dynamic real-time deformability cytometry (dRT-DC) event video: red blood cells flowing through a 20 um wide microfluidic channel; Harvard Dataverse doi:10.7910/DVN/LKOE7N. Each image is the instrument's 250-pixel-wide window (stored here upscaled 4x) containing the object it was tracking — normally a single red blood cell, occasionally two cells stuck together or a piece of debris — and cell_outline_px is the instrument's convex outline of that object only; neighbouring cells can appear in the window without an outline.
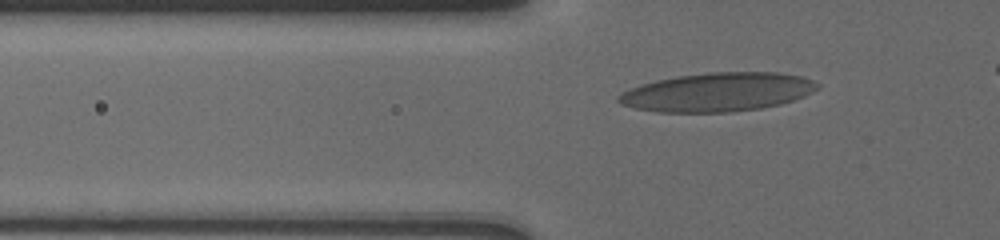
{"species": "human", "species_latin": "Homo sapiens", "temperature_condition": "cold", "stored_images_in_passage": 49, "camera_frame_rate_fps": 3000, "um_per_image_px": 0.085, "donor": {"sex": "male"}, "frame": {"image": 1, "passage_image": 5, "time_ms": 1.333, "image_size_px": [1000, 240], "cell_outline_px": [[820, 88], [804, 96], [780, 104], [760, 108], [728, 112], [656, 112], [636, 108], [620, 104], [616, 100], [616, 96], [632, 88], [656, 80], [676, 76], [708, 72], [780, 72], [800, 76], [812, 80], [820, 84]], "centroid_in_image_um": [61.01, 7.82], "position_along_channel_um": 64.8, "area_um2": 44.85}}
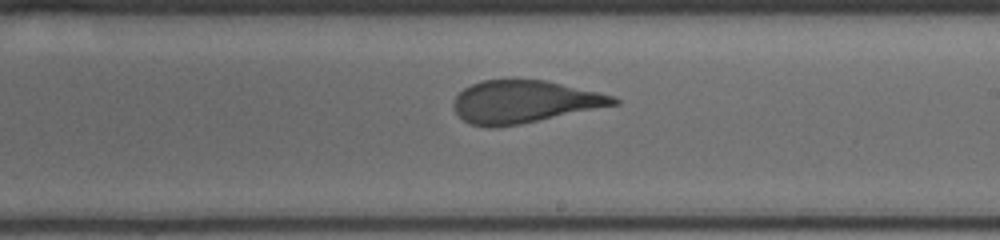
{"frame": {"image": 2, "passage_image": 30, "time_ms": 6.333, "image_size_px": [1000, 240], "cell_outline_px": [[620, 104], [520, 124], [492, 128], [468, 124], [456, 112], [452, 104], [456, 96], [464, 88], [472, 84], [484, 80], [544, 80], [600, 92], [612, 96], [620, 100]], "centroid_in_image_um": [44.56, 8.66], "position_along_channel_um": 244.4, "area_um2": 39.48}}
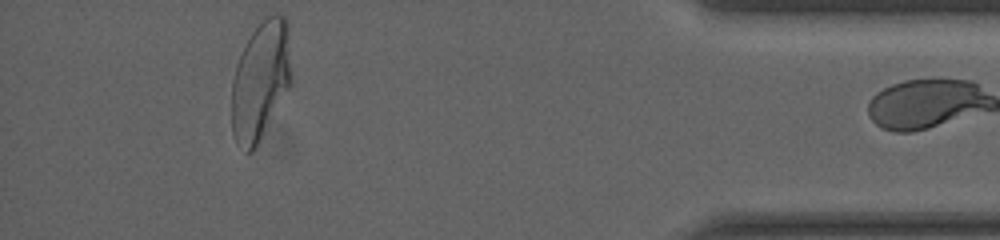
{"frame": {"image": 3, "passage_image": 48, "time_ms": 12.0, "image_size_px": [1000, 240], "cell_outline_px": [[292, 84], [252, 152], [248, 152], [236, 140], [232, 132], [232, 80], [236, 64], [252, 32], [268, 16], [276, 12], [284, 16], [288, 24], [292, 76]], "centroid_in_image_um": [22.18, 6.81], "position_along_channel_um": 413.0, "area_um2": 41.04}}